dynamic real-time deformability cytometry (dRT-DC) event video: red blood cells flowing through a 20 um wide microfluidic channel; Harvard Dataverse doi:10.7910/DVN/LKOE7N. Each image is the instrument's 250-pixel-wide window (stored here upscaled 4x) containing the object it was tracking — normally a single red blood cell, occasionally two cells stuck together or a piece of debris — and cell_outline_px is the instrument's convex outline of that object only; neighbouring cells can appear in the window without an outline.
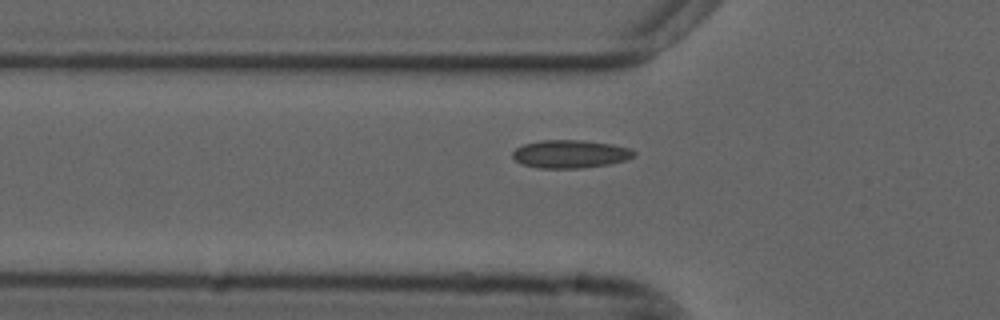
{"species": "common noctule bat (a hibernating species)", "species_latin": "Nyctalus noctula", "temperature_condition": "cold", "stored_images_in_passage": 34, "camera_frame_rate_fps": 3000, "um_per_image_px": 0.085, "animal": {"sex": "male", "forearm_length_mm": 52.5}, "frame": {"image": 1, "passage_image": 2, "time_ms": 0.333, "image_size_px": [1000, 320], "cell_outline_px": [[636, 156], [624, 160], [608, 164], [580, 168], [540, 168], [524, 164], [516, 160], [512, 156], [512, 152], [516, 148], [524, 144], [540, 140], [584, 140], [612, 144], [628, 148], [636, 152]], "centroid_in_image_um": [48.47, 13.08], "position_along_channel_um": 77.3, "area_um2": 19.71}}
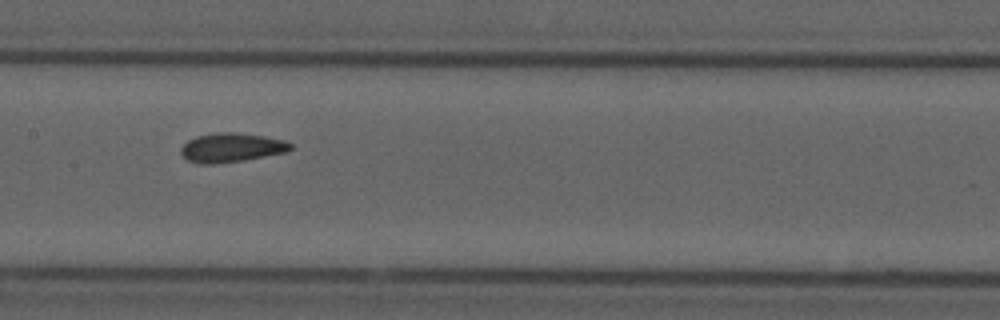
{"frame": {"image": 2, "passage_image": 11, "time_ms": 3.333, "image_size_px": [1000, 320], "cell_outline_px": [[292, 148], [288, 152], [244, 160], [216, 164], [200, 164], [188, 160], [180, 156], [180, 148], [188, 140], [196, 136], [220, 132], [232, 132], [264, 136], [284, 140], [292, 144]], "centroid_in_image_um": [19.65, 12.55], "position_along_channel_um": 187.8, "area_um2": 18.73}}
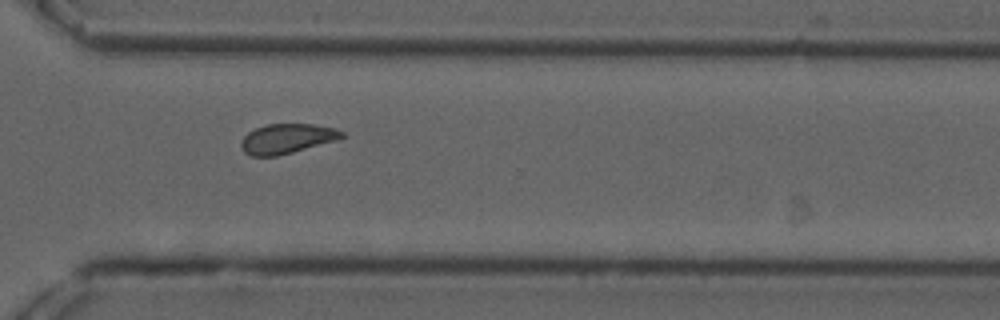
{"frame": {"image": 3, "passage_image": 24, "time_ms": 7.667, "image_size_px": [1000, 320], "cell_outline_px": [[344, 136], [340, 140], [276, 156], [252, 156], [244, 152], [240, 144], [244, 136], [248, 132], [256, 128], [268, 124], [312, 124], [332, 128], [344, 132]], "centroid_in_image_um": [24.4, 11.79], "position_along_channel_um": 346.2, "area_um2": 17.4}}